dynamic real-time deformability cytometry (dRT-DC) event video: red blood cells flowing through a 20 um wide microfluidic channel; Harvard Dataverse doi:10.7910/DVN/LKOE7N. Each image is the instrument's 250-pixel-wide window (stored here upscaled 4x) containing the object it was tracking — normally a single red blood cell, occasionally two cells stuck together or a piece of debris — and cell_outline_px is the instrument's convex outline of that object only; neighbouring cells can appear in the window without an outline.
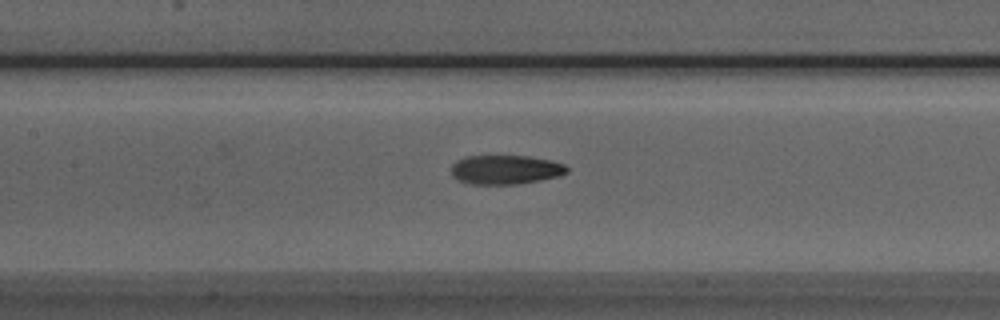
{"species": "Egyptian fruit bat (a non-hibernating species)", "species_latin": "Rousettus aegyptiacus", "temperature_condition": "room temperature", "stored_images_in_passage": 34, "camera_frame_rate_fps": 3000, "um_per_image_px": 0.085, "animal": {"sex": "male"}, "frame": {"image": 1, "passage_image": 10, "time_ms": 3.0, "image_size_px": [1000, 320], "cell_outline_px": [[568, 172], [556, 176], [540, 180], [516, 184], [472, 184], [456, 180], [452, 176], [452, 164], [456, 160], [464, 156], [528, 156], [552, 160], [564, 164], [568, 168]], "centroid_in_image_um": [42.93, 14.41], "position_along_channel_um": 164.5, "area_um2": 19.71}}
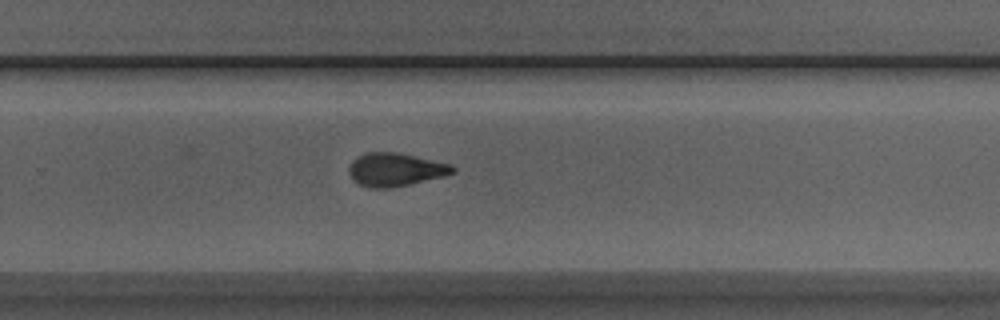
{"frame": {"image": 2, "passage_image": 20, "time_ms": 6.333, "image_size_px": [1000, 320], "cell_outline_px": [[456, 172], [444, 176], [392, 188], [368, 188], [352, 180], [348, 172], [348, 168], [352, 160], [368, 152], [396, 152], [452, 164], [456, 168]], "centroid_in_image_um": [33.61, 14.42], "position_along_channel_um": 296.2, "area_um2": 20.17}}
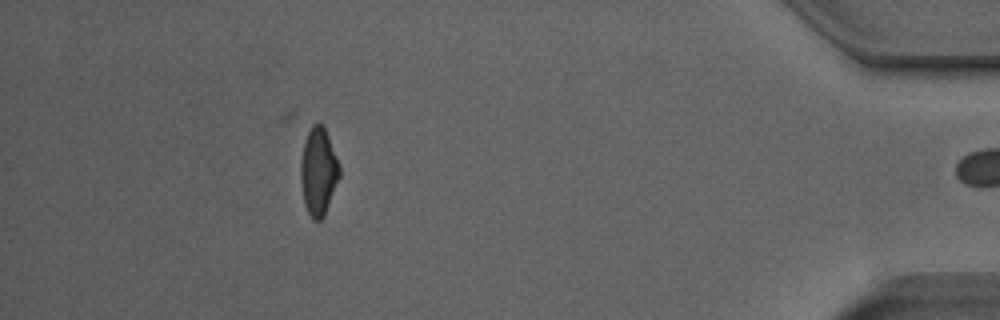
{"frame": {"image": 3, "passage_image": 33, "time_ms": 10.667, "image_size_px": [1000, 320], "cell_outline_px": [[340, 176], [324, 216], [320, 220], [312, 220], [304, 204], [300, 180], [300, 160], [304, 144], [308, 132], [312, 124], [320, 124], [324, 128], [328, 136], [340, 164]], "centroid_in_image_um": [27.06, 14.6], "position_along_channel_um": 408.1, "area_um2": 19.77}, "authors_computed_cell_mechanics": {"area_um2": 20.1433, "velocity_mm_per_s": 3.9636, "shape_relaxation_time_tau1_ms": 11.347, "shape_relaxation_time_tau2_ms": 2.1638, "deformation_change_tau1": 0.2617, "deformation_change_tau2": 0.0967}}